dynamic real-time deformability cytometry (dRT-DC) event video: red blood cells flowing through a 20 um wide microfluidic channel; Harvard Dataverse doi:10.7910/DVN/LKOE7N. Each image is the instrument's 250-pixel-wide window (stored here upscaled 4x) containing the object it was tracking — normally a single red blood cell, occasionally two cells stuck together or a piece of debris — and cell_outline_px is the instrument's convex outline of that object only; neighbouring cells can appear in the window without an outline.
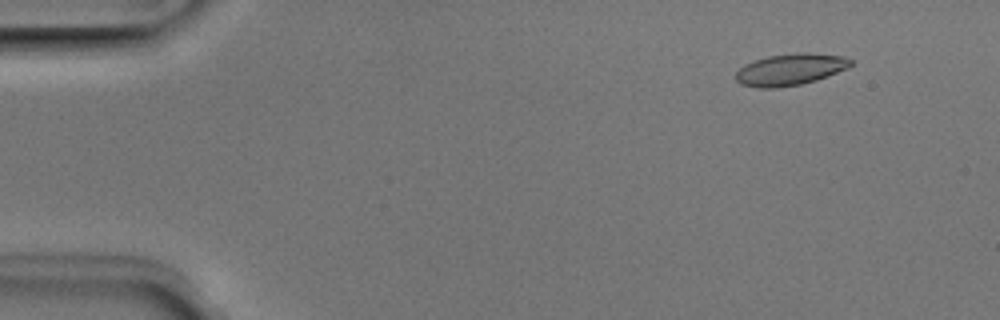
{"species": "Egyptian fruit bat (a non-hibernating species)", "species_latin": "Rousettus aegyptiacus", "temperature_condition": "room temperature", "stored_images_in_passage": 51, "camera_frame_rate_fps": 3000, "um_per_image_px": 0.085, "animal": {"sex": "male"}, "frame": {"image": 1, "passage_image": 5, "time_ms": 1.333, "image_size_px": [1000, 320], "cell_outline_px": [[852, 64], [848, 68], [828, 76], [816, 80], [800, 84], [776, 88], [756, 88], [740, 84], [736, 80], [736, 72], [744, 64], [752, 60], [768, 56], [796, 52], [808, 52], [844, 56], [852, 60]], "centroid_in_image_um": [67.16, 5.9], "position_along_channel_um": 17.8, "area_um2": 21.44}}
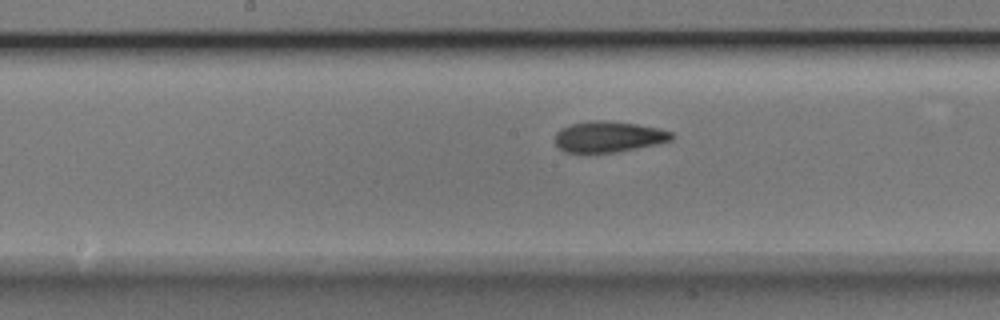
{"frame": {"image": 2, "passage_image": 26, "time_ms": 8.333, "image_size_px": [1000, 320], "cell_outline_px": [[676, 136], [672, 140], [656, 144], [616, 152], [564, 152], [556, 144], [556, 132], [560, 128], [572, 124], [592, 120], [604, 120], [636, 124], [660, 128], [672, 132]], "centroid_in_image_um": [51.75, 11.61], "position_along_channel_um": 196.4, "area_um2": 20.92}}
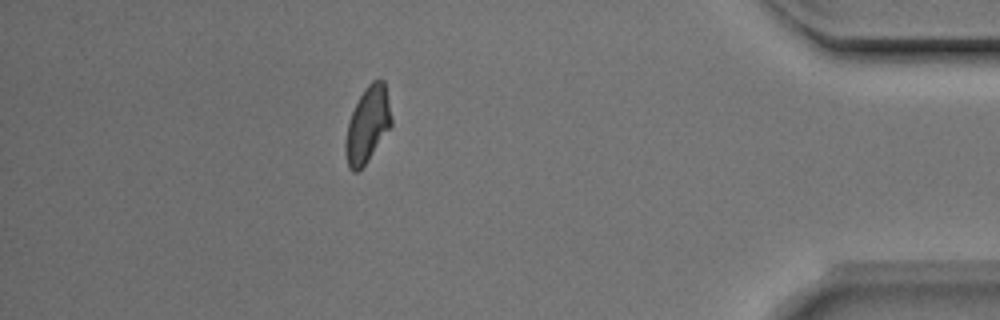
{"frame": {"image": 3, "passage_image": 45, "time_ms": 14.667, "image_size_px": [1000, 320], "cell_outline_px": [[392, 124], [368, 160], [356, 172], [352, 172], [348, 168], [344, 148], [344, 144], [348, 124], [352, 112], [364, 88], [372, 80], [384, 80], [392, 120]], "centroid_in_image_um": [31.22, 10.6], "position_along_channel_um": 404.0, "area_um2": 19.94}, "authors_computed_cell_mechanics": {"area_um2": 20.9236, "velocity_mm_per_s": 3.9683, "shape_relaxation_time_tau1_ms": 3.2786, "shape_relaxation_time_tau2_ms": 2.645, "deformation_change_tau1": 0.1092, "deformation_change_tau2": 0.088}}